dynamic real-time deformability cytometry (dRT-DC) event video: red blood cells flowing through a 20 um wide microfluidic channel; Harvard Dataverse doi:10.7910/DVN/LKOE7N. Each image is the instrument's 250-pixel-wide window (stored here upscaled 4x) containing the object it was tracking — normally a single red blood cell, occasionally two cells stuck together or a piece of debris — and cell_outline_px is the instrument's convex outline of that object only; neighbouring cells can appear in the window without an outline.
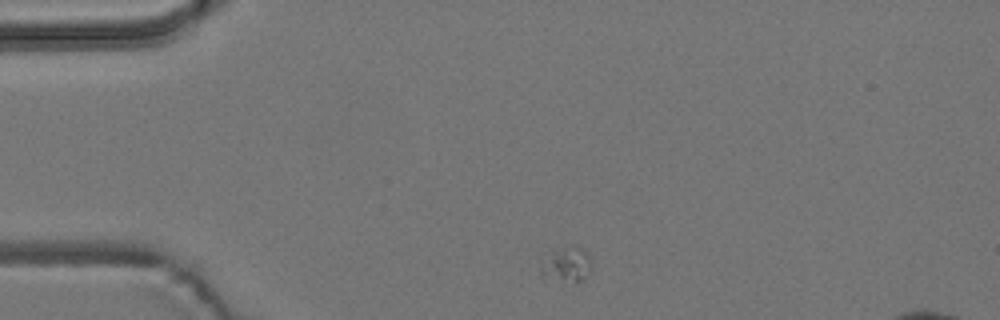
{"species": "common noctule bat (a hibernating species)", "species_latin": "Nyctalus noctula", "temperature_condition": "room temperature", "stored_images_in_passage": 3, "camera_frame_rate_fps": 3000, "um_per_image_px": 0.085, "animal": {"sex": "male", "body_mass_g": 19.2, "forearm_length_mm": 51.8}, "frame": {"image": 1, "passage_image": 1, "time_ms": 0.0, "image_size_px": [1000, 320], "cell_outline_px": [[592, 268], [588, 276], [576, 284], [540, 272], [540, 264], [544, 252], [548, 248], [580, 248], [592, 256]], "centroid_in_image_um": [48.17, 22.44], "position_along_channel_um": 36.8, "area_um2": 10.58}}